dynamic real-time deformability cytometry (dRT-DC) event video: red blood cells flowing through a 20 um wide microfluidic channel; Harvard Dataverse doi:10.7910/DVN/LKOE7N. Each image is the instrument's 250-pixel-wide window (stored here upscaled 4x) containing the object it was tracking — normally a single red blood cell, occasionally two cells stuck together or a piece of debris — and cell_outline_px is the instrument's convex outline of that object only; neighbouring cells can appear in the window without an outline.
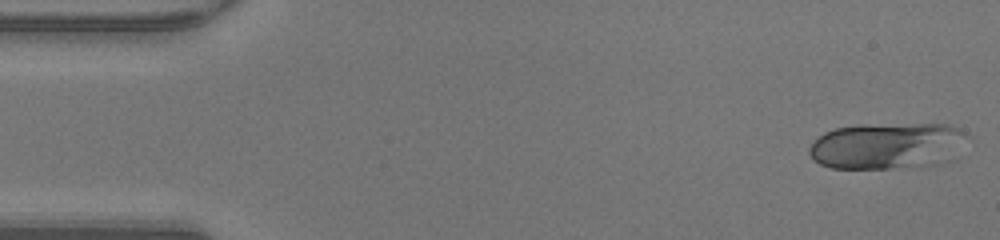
{"species": "human", "species_latin": "Homo sapiens", "temperature_condition": "warm", "stored_images_in_passage": 40, "camera_frame_rate_fps": 3000, "um_per_image_px": 0.085, "donor": {"sex": "male"}, "frame": {"image": 1, "passage_image": 1, "time_ms": 0.0, "image_size_px": [1000, 240], "cell_outline_px": [[972, 140], [936, 164], [888, 168], [832, 168], [820, 164], [812, 160], [808, 152], [808, 148], [824, 132], [836, 128], [864, 124], [948, 124], [972, 136]], "centroid_in_image_um": [75.39, 12.37], "position_along_channel_um": 9.6, "area_um2": 42.6}}
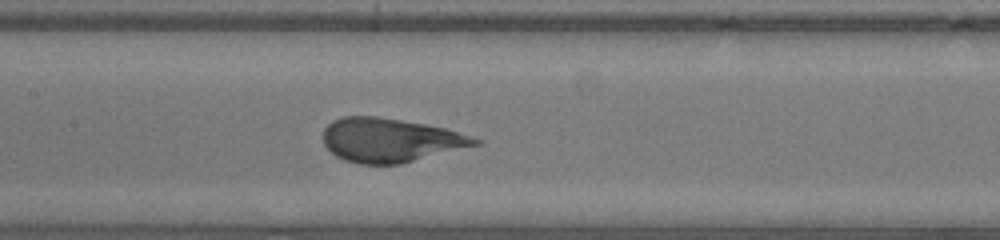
{"frame": {"image": 2, "passage_image": 23, "time_ms": 7.333, "image_size_px": [1000, 240], "cell_outline_px": [[484, 140], [480, 144], [400, 164], [360, 164], [344, 160], [336, 156], [324, 144], [324, 128], [332, 120], [344, 116], [376, 116], [424, 124], [444, 128]], "centroid_in_image_um": [33.16, 11.91], "position_along_channel_um": 174.2, "area_um2": 38.61}}
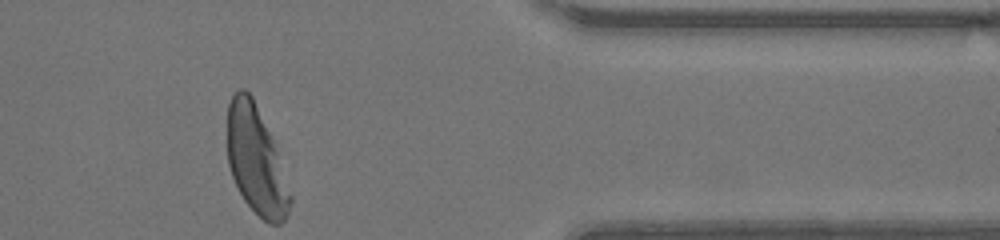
{"frame": {"image": 3, "passage_image": 40, "time_ms": 13.0, "image_size_px": [1000, 240], "cell_outline_px": [[292, 200], [288, 216], [280, 224], [268, 224], [244, 200], [232, 176], [228, 164], [228, 104], [232, 96], [240, 88], [244, 88], [252, 96], [272, 140], [292, 196]], "centroid_in_image_um": [21.76, 13.68], "position_along_channel_um": 389.6, "area_um2": 38.73}, "authors_computed_cell_mechanics": {"area_um2": 38.8416, "velocity_mm_per_s": 4.2165, "shape_relaxation_time_tau1_ms": 3.93, "shape_relaxation_time_tau2_ms": null, "deformation_change_tau1": 0.1458, "deformation_change_tau2": null}}